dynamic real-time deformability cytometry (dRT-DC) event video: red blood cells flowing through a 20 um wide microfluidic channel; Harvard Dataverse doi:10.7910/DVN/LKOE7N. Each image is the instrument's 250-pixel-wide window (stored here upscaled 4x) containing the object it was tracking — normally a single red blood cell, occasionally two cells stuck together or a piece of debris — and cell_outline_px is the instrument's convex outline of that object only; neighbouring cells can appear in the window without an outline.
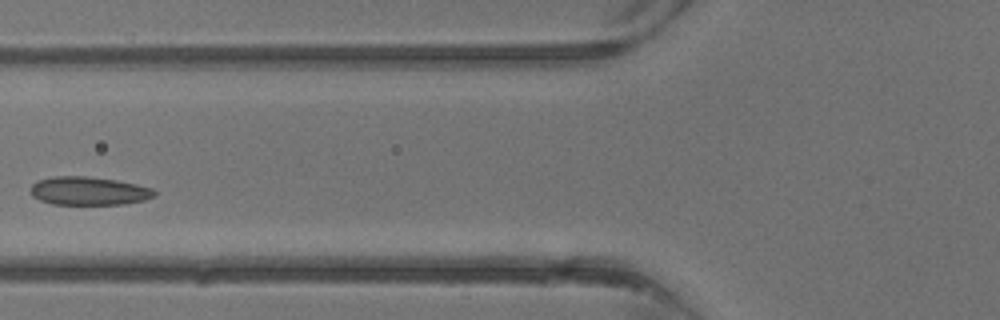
{"species": "common noctule bat (a hibernating species)", "species_latin": "Nyctalus noctula", "temperature_condition": "warm", "stored_images_in_passage": 3, "camera_frame_rate_fps": 3000, "um_per_image_px": 0.085, "animal": {"sex": "male", "body_mass_g": 13.3}, "frame": {"image": 1, "passage_image": 3, "time_ms": 2.333, "image_size_px": [1000, 320], "cell_outline_px": [[156, 196], [144, 200], [124, 204], [52, 204], [40, 200], [32, 196], [28, 188], [32, 184], [40, 180], [56, 176], [88, 176], [116, 180], [136, 184], [152, 188], [156, 192]], "centroid_in_image_um": [7.54, 16.23], "position_along_channel_um": 118.3, "area_um2": 20.52}}